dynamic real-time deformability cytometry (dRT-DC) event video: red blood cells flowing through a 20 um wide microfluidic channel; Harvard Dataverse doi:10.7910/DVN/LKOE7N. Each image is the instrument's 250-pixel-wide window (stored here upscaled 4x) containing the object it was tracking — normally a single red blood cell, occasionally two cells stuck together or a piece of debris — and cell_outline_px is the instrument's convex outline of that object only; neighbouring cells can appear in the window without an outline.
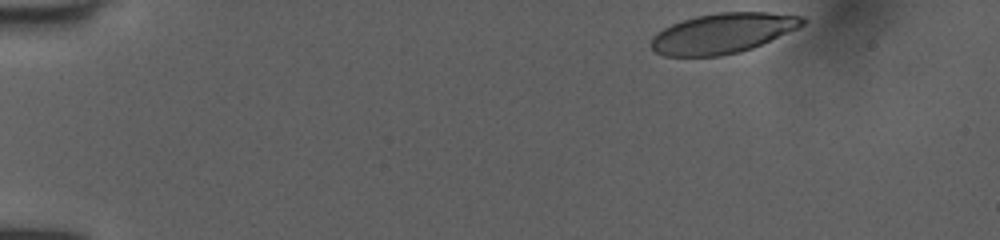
{"species": "human", "species_latin": "Homo sapiens", "temperature_condition": "room temperature", "stored_images_in_passage": 40, "camera_frame_rate_fps": 3000, "um_per_image_px": 0.085, "donor": {"sex": "female"}, "frame": {"image": 1, "passage_image": 1, "time_ms": 0.0, "image_size_px": [1000, 240], "cell_outline_px": [[808, 20], [804, 24], [796, 28], [752, 48], [740, 52], [720, 56], [664, 56], [656, 52], [652, 48], [652, 36], [656, 32], [672, 24], [696, 16], [720, 12], [768, 12], [804, 16]], "centroid_in_image_um": [61.43, 2.82], "position_along_channel_um": 23.6, "area_um2": 35.14}}
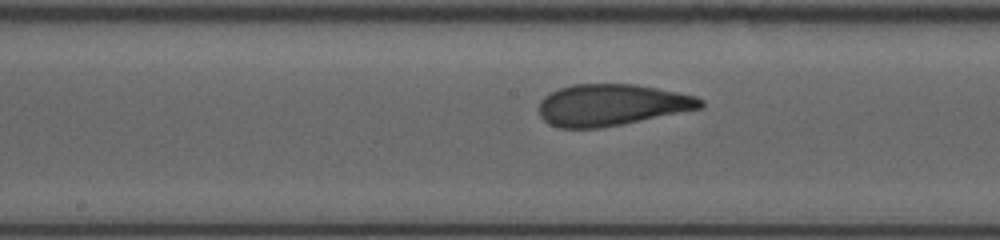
{"frame": {"image": 2, "passage_image": 22, "time_ms": 7.0, "image_size_px": [1000, 240], "cell_outline_px": [[704, 104], [700, 108], [600, 128], [560, 128], [548, 124], [540, 116], [540, 100], [544, 96], [560, 88], [572, 84], [636, 84], [696, 96], [704, 100]], "centroid_in_image_um": [51.95, 8.91], "position_along_channel_um": 196.3, "area_um2": 38.73}}
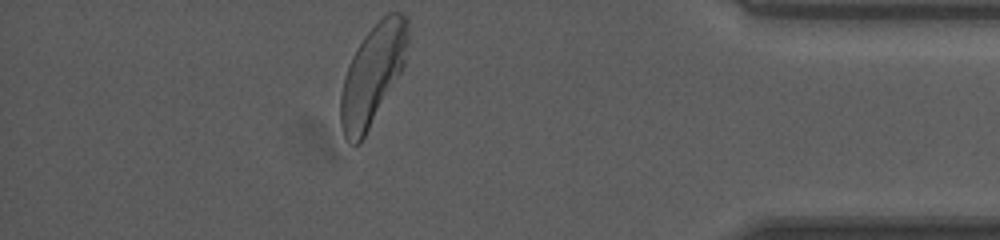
{"frame": {"image": 3, "passage_image": 40, "time_ms": 13.0, "image_size_px": [1000, 240], "cell_outline_px": [[408, 44], [404, 64], [400, 72], [360, 144], [348, 144], [344, 136], [340, 124], [340, 96], [344, 76], [352, 56], [356, 48], [364, 36], [388, 12], [400, 12], [408, 20]], "centroid_in_image_um": [31.65, 6.36], "position_along_channel_um": 403.6, "area_um2": 38.67}, "authors_computed_cell_mechanics": {"area_um2": 39.1306, "velocity_mm_per_s": 3.988, "shape_relaxation_time_tau1_ms": 3.9735, "shape_relaxation_time_tau2_ms": 0.8956, "deformation_change_tau1": 0.1844, "deformation_change_tau2": 0.0763}}